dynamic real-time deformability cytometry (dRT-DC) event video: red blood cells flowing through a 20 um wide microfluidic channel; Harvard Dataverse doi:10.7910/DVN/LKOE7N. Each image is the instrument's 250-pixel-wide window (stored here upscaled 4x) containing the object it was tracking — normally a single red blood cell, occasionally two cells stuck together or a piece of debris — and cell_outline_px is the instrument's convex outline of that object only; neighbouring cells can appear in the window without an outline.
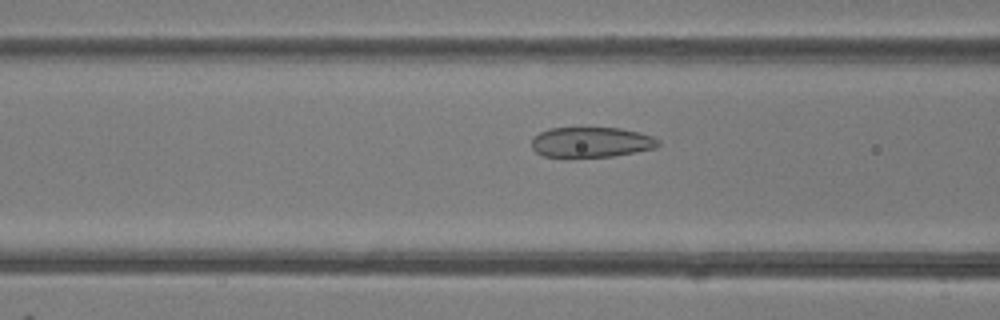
{"species": "common noctule bat (a hibernating species)", "species_latin": "Nyctalus noctula", "temperature_condition": "room temperature", "stored_images_in_passage": 41, "camera_frame_rate_fps": 3000, "um_per_image_px": 0.085, "animal": {"sex": "female"}, "frame": {"image": 1, "passage_image": 12, "time_ms": 3.667, "image_size_px": [1000, 320], "cell_outline_px": [[660, 144], [656, 148], [636, 152], [612, 156], [544, 156], [536, 152], [532, 148], [532, 136], [548, 128], [620, 128], [640, 132], [652, 136], [660, 140]], "centroid_in_image_um": [50.27, 12.07], "position_along_channel_um": 116.3, "area_um2": 22.25}}
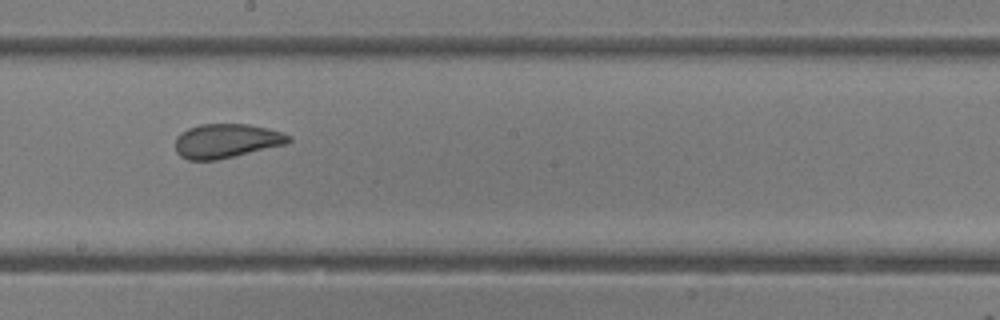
{"frame": {"image": 2, "passage_image": 20, "time_ms": 6.333, "image_size_px": [1000, 320], "cell_outline_px": [[292, 140], [288, 144], [216, 160], [188, 160], [180, 156], [176, 152], [176, 136], [180, 132], [188, 128], [200, 124], [248, 124], [268, 128], [292, 136]], "centroid_in_image_um": [19.25, 11.97], "position_along_channel_um": 229.0, "area_um2": 22.72}}
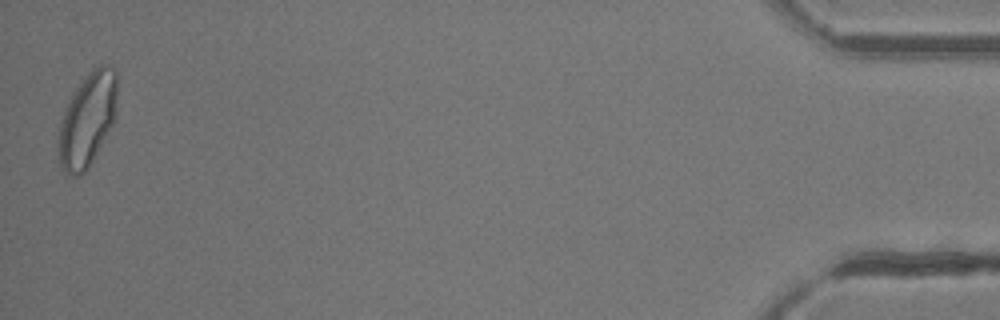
{"frame": {"image": 3, "passage_image": 41, "time_ms": 13.333, "image_size_px": [1000, 320], "cell_outline_px": [[116, 112], [112, 124], [96, 152], [84, 172], [76, 176], [64, 176], [60, 164], [56, 148], [56, 140], [60, 124], [64, 112], [72, 96], [88, 72], [92, 68], [100, 64], [108, 64], [116, 72]], "centroid_in_image_um": [7.39, 10.2], "position_along_channel_um": 427.8, "area_um2": 31.73}, "authors_computed_cell_mechanics": {"area_um2": 24.7384, "velocity_mm_per_s": 4.2235, "shape_relaxation_time_tau1_ms": 4.223, "shape_relaxation_time_tau2_ms": 1.1808, "deformation_change_tau1": 0.1169, "deformation_change_tau2": 0.0621}}